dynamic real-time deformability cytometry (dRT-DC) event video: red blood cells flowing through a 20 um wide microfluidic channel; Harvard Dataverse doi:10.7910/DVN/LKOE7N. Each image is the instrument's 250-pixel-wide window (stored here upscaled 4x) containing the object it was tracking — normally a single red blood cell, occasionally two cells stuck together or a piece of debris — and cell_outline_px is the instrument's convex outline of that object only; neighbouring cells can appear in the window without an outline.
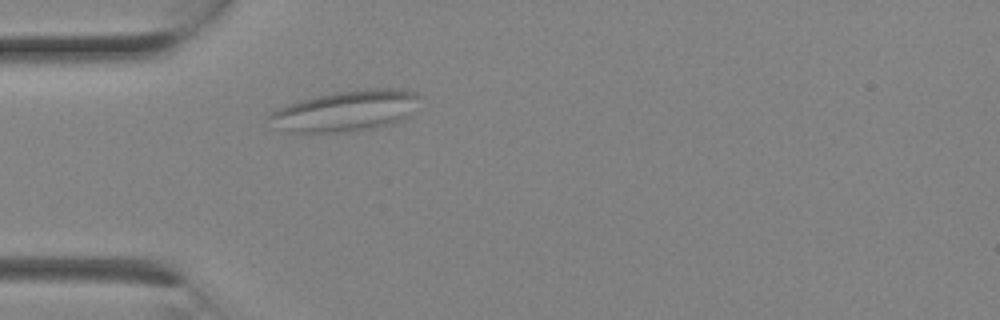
{"species": "Egyptian fruit bat (a non-hibernating species)", "species_latin": "Rousettus aegyptiacus", "temperature_condition": "room temperature", "stored_images_in_passage": 2, "camera_frame_rate_fps": 3000, "um_per_image_px": 0.085, "animal": {"sex": "female"}, "frame": {"image": 1, "passage_image": 2, "time_ms": 0.333, "image_size_px": [1000, 320], "cell_outline_px": [[420, 96], [408, 116], [404, 120], [392, 124], [356, 132], [292, 132], [268, 116], [272, 112], [288, 104], [300, 100], [316, 96], [336, 92], [368, 88], [396, 88], [416, 92]], "centroid_in_image_um": [29.52, 9.41], "position_along_channel_um": 55.5, "area_um2": 35.14}}